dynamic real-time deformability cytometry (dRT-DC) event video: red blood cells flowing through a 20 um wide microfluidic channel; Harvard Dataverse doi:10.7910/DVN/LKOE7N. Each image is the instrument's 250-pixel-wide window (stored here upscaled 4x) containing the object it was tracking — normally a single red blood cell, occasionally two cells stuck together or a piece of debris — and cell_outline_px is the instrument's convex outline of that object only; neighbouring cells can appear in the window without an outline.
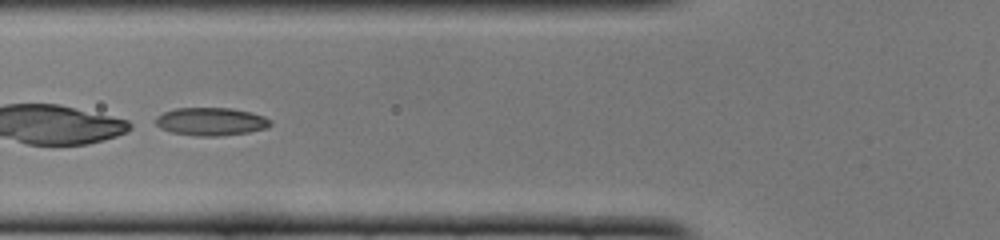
{"species": "common noctule bat (a hibernating species)", "species_latin": "Nyctalus noctula", "temperature_condition": "cold", "stored_images_in_passage": 47, "camera_frame_rate_fps": 3000, "um_per_image_px": 0.085, "animal": {"sex": "female", "body_mass_g": 22.0, "forearm_length_mm": 56.7}, "frame": {"image": 1, "passage_image": 18, "time_ms": 5.667, "image_size_px": [1000, 240], "cell_outline_px": [[272, 124], [268, 128], [248, 132], [220, 136], [196, 136], [172, 132], [160, 128], [156, 124], [156, 116], [164, 112], [176, 108], [232, 108], [252, 112], [264, 116], [272, 120]], "centroid_in_image_um": [17.97, 10.33], "position_along_channel_um": 107.8, "area_um2": 18.84}}
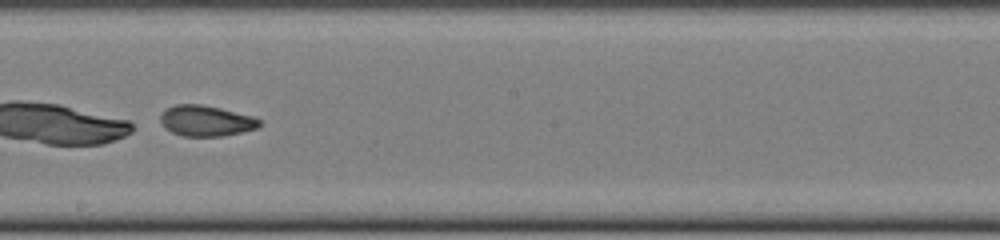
{"frame": {"image": 2, "passage_image": 27, "time_ms": 8.667, "image_size_px": [1000, 240], "cell_outline_px": [[260, 124], [256, 128], [240, 132], [220, 136], [184, 136], [172, 132], [164, 128], [160, 120], [160, 116], [168, 108], [176, 104], [200, 104], [220, 108], [252, 116], [260, 120]], "centroid_in_image_um": [17.48, 10.27], "position_along_channel_um": 230.7, "area_um2": 17.46}}
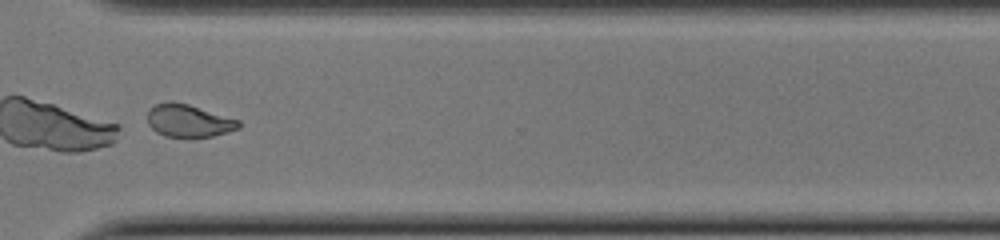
{"frame": {"image": 3, "passage_image": 36, "time_ms": 11.667, "image_size_px": [1000, 240], "cell_outline_px": [[240, 128], [212, 136], [164, 136], [156, 132], [148, 124], [148, 108], [156, 104], [168, 100], [172, 100], [188, 104], [240, 120]], "centroid_in_image_um": [16.0, 10.23], "position_along_channel_um": 354.6, "area_um2": 17.28}}